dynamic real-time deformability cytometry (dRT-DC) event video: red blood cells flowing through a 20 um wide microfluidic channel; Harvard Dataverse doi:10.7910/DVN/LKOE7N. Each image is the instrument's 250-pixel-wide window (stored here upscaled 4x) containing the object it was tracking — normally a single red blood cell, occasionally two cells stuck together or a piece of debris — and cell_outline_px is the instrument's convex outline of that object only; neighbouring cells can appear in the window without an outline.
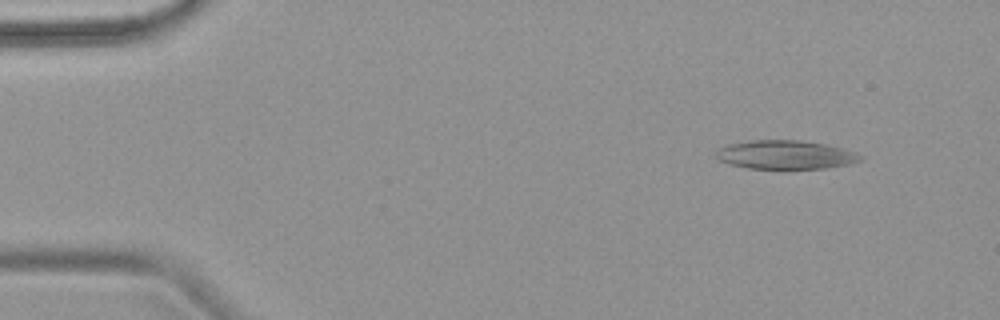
{"species": "common noctule bat (a hibernating species)", "species_latin": "Nyctalus noctula", "temperature_condition": "warm", "stored_images_in_passage": 5, "camera_frame_rate_fps": 3000, "um_per_image_px": 0.085, "animal": {"sex": "female", "body_mass_g": 18.4}, "frame": {"image": 1, "passage_image": 2, "time_ms": 1.0, "image_size_px": [1000, 320], "cell_outline_px": [[864, 156], [860, 160], [848, 164], [828, 168], [748, 168], [728, 164], [716, 160], [716, 152], [720, 148], [728, 144], [748, 140], [800, 140], [824, 144], [840, 148]], "centroid_in_image_um": [66.7, 13.15], "position_along_channel_um": 18.3, "area_um2": 23.99}}
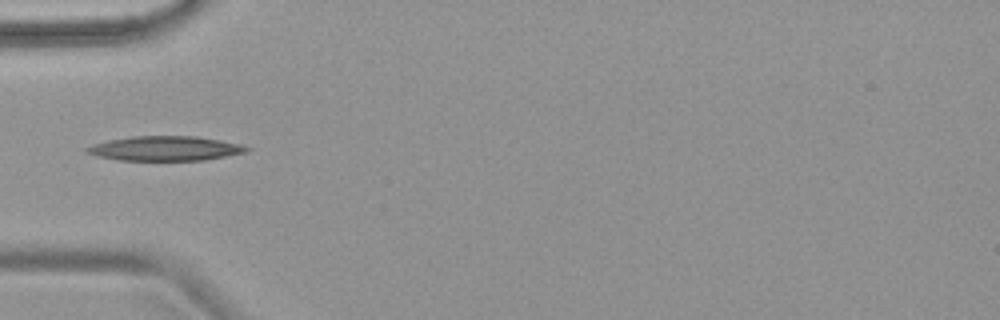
{"frame": {"image": 2, "passage_image": 5, "time_ms": 5.0, "image_size_px": [1000, 320], "cell_outline_px": [[252, 148], [248, 152], [204, 160], [116, 160], [96, 156], [84, 152], [84, 148], [92, 144], [132, 136], [196, 136], [220, 140], [240, 144]], "centroid_in_image_um": [14.04, 12.62], "position_along_channel_um": 71.0, "area_um2": 22.95}}